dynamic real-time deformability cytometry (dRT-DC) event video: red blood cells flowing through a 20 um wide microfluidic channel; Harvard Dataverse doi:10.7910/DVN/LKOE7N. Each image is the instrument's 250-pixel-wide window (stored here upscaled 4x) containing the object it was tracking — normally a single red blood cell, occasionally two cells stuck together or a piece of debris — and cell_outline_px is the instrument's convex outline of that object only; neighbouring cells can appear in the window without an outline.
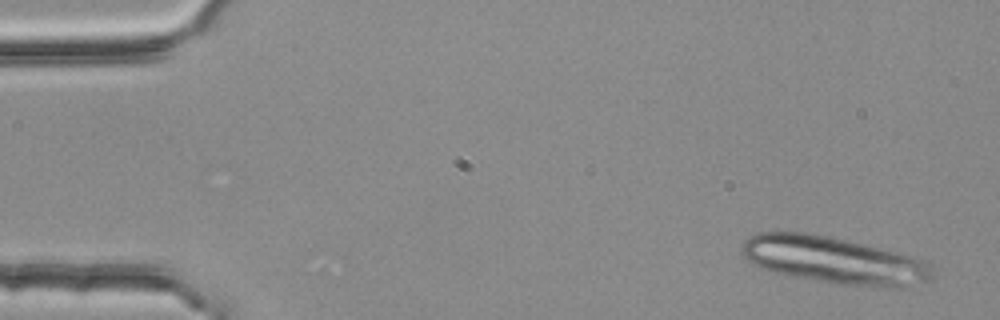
{"species": "common noctule bat (a hibernating species)", "species_latin": "Nyctalus noctula", "temperature_condition": "room temperature", "stored_images_in_passage": 15, "camera_frame_rate_fps": 3000, "um_per_image_px": 0.085, "animal": {"sex": "female", "body_mass_g": 25.1}, "frame": {"image": 1, "passage_image": 1, "time_ms": 0.0, "image_size_px": [1000, 320], "cell_outline_px": [[932, 276], [928, 280], [908, 288], [884, 288], [836, 284], [788, 276], [760, 268], [748, 260], [740, 252], [740, 248], [744, 240], [748, 236], [756, 232], [808, 232], [916, 256], [932, 264]], "centroid_in_image_um": [70.89, 22.14], "position_along_channel_um": 14.1, "area_um2": 52.94}}